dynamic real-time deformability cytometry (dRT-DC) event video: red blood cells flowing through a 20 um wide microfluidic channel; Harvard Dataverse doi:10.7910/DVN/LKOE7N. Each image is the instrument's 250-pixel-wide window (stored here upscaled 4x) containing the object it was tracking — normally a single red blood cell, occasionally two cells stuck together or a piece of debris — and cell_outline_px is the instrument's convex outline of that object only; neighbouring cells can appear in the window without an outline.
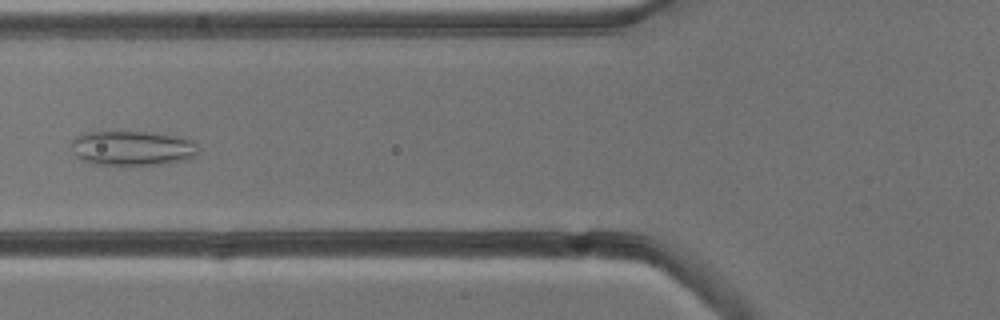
{"species": "common noctule bat (a hibernating species)", "species_latin": "Nyctalus noctula", "temperature_condition": "cold", "stored_images_in_passage": 6, "camera_frame_rate_fps": 3000, "um_per_image_px": 0.085, "animal": {"sex": "male", "body_mass_g": 13.3}, "frame": {"image": 1, "passage_image": 6, "time_ms": 6.667, "image_size_px": [1000, 320], "cell_outline_px": [[200, 152], [196, 156], [188, 160], [160, 164], [92, 164], [80, 160], [76, 156], [72, 144], [72, 140], [76, 136], [88, 132], [144, 132], [192, 140], [196, 144]], "centroid_in_image_um": [11.25, 12.61], "position_along_channel_um": 114.5, "area_um2": 25.32}}